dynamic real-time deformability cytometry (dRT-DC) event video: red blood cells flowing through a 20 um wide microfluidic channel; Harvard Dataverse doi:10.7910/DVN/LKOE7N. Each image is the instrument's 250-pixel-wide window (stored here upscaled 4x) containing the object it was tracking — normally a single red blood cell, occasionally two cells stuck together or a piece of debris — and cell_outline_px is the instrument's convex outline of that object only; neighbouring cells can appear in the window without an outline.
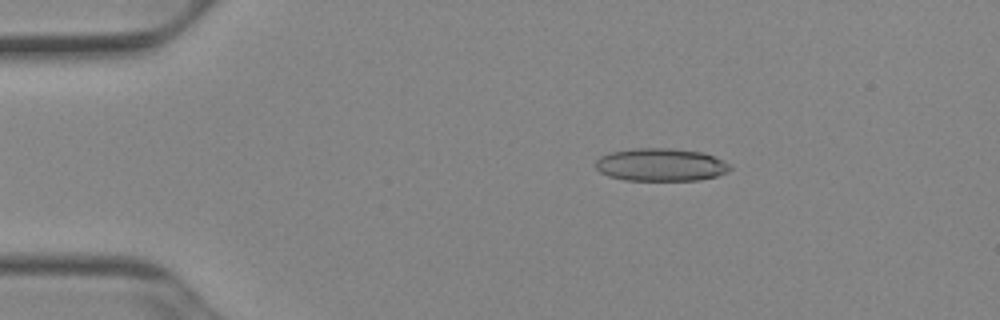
{"species": "Egyptian fruit bat (a non-hibernating species)", "species_latin": "Rousettus aegyptiacus", "temperature_condition": "cold", "stored_images_in_passage": 51, "camera_frame_rate_fps": 3000, "um_per_image_px": 0.085, "animal": {"sex": "female"}, "frame": {"image": 1, "passage_image": 9, "time_ms": 2.667, "image_size_px": [1000, 320], "cell_outline_px": [[732, 168], [728, 172], [716, 176], [696, 180], [624, 180], [608, 176], [600, 172], [596, 168], [596, 160], [600, 156], [608, 152], [632, 148], [668, 148], [700, 152], [724, 160], [732, 164]], "centroid_in_image_um": [56.15, 14.0], "position_along_channel_um": 28.8, "area_um2": 25.84}}
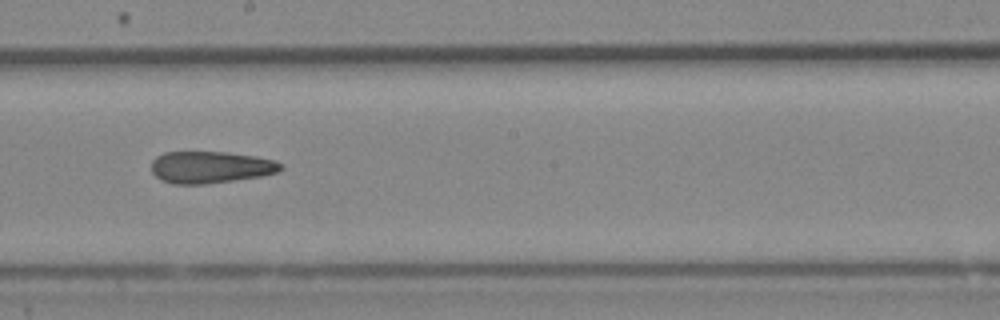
{"frame": {"image": 2, "passage_image": 29, "time_ms": 9.333, "image_size_px": [1000, 320], "cell_outline_px": [[284, 168], [280, 172], [260, 176], [208, 184], [172, 184], [160, 180], [152, 172], [152, 160], [156, 156], [164, 152], [224, 152], [256, 156], [272, 160], [284, 164]], "centroid_in_image_um": [17.9, 14.22], "position_along_channel_um": 230.3, "area_um2": 24.22}}
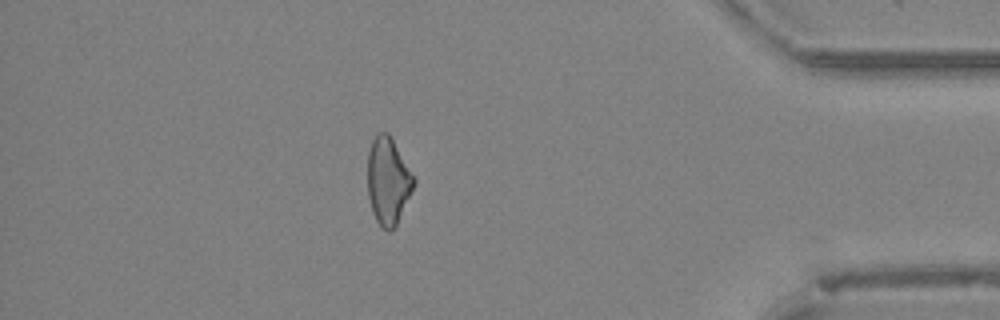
{"frame": {"image": 3, "passage_image": 45, "time_ms": 14.667, "image_size_px": [1000, 320], "cell_outline_px": [[416, 180], [396, 224], [388, 232], [380, 228], [372, 212], [368, 196], [368, 152], [372, 140], [376, 132], [388, 132]], "centroid_in_image_um": [32.95, 15.37], "position_along_channel_um": 402.3, "area_um2": 23.12}, "authors_computed_cell_mechanics": {"area_um2": 25.0274, "velocity_mm_per_s": 3.9353, "shape_relaxation_time_tau1_ms": null, "shape_relaxation_time_tau2_ms": 5.9942, "deformation_change_tau1": null, "deformation_change_tau2": 0.1797}}